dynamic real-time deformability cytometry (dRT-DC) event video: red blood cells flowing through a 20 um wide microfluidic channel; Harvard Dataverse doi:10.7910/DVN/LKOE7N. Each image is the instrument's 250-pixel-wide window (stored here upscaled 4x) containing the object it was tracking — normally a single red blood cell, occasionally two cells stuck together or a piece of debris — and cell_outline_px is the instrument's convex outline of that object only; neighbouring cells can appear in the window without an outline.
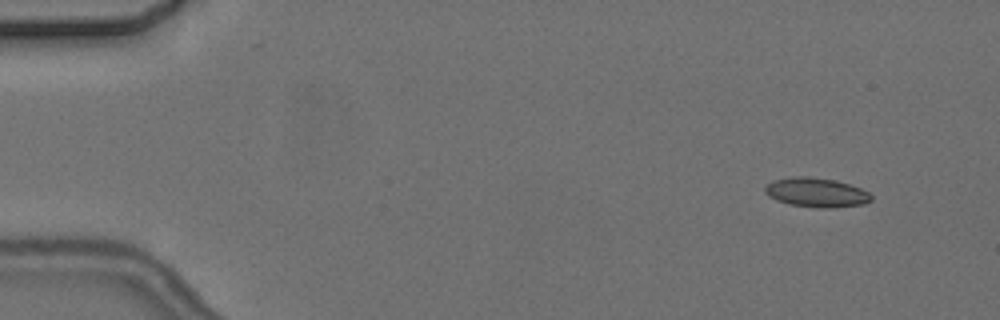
{"species": "common noctule bat (a hibernating species)", "species_latin": "Nyctalus noctula", "temperature_condition": "cold", "stored_images_in_passage": 6, "camera_frame_rate_fps": 3000, "um_per_image_px": 0.085, "animal": {"sex": "female", "body_mass_g": 24.6, "forearm_length_mm": 56.2}, "frame": {"image": 1, "passage_image": 1, "time_ms": 0.0, "image_size_px": [1000, 320], "cell_outline_px": [[872, 200], [864, 204], [832, 208], [816, 208], [788, 204], [776, 200], [768, 196], [764, 192], [764, 188], [772, 180], [796, 176], [808, 176], [836, 180], [860, 188], [868, 192], [872, 196]], "centroid_in_image_um": [69.37, 16.36], "position_along_channel_um": 15.6, "area_um2": 18.32}}
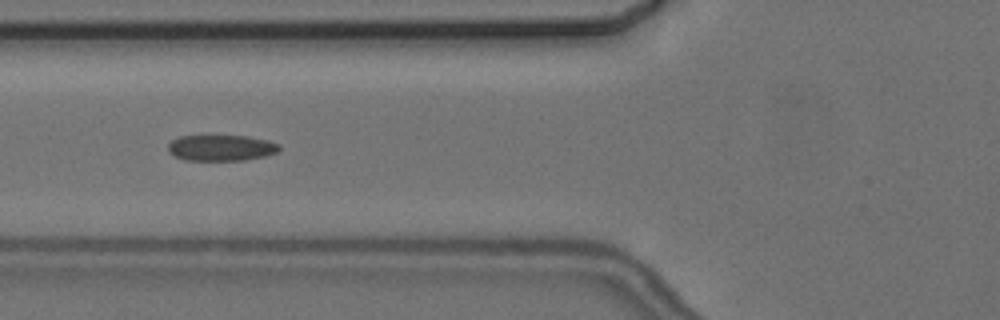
{"frame": {"image": 2, "passage_image": 5, "time_ms": 5.667, "image_size_px": [1000, 320], "cell_outline_px": [[280, 148], [276, 152], [264, 156], [244, 160], [184, 160], [168, 152], [168, 144], [172, 140], [180, 136], [248, 136], [268, 140], [280, 144]], "centroid_in_image_um": [18.8, 12.56], "position_along_channel_um": 107.0, "area_um2": 16.76}}
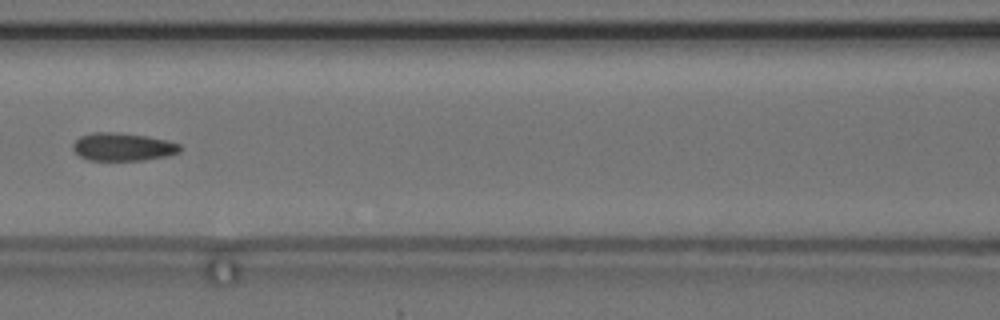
{"frame": {"image": 3, "passage_image": 6, "time_ms": 7.0, "image_size_px": [1000, 320], "cell_outline_px": [[184, 148], [180, 152], [168, 156], [144, 160], [88, 160], [80, 156], [72, 148], [72, 144], [80, 136], [92, 132], [116, 132], [148, 136], [168, 140], [180, 144]], "centroid_in_image_um": [10.48, 12.48], "position_along_channel_um": 156.1, "area_um2": 17.69}}